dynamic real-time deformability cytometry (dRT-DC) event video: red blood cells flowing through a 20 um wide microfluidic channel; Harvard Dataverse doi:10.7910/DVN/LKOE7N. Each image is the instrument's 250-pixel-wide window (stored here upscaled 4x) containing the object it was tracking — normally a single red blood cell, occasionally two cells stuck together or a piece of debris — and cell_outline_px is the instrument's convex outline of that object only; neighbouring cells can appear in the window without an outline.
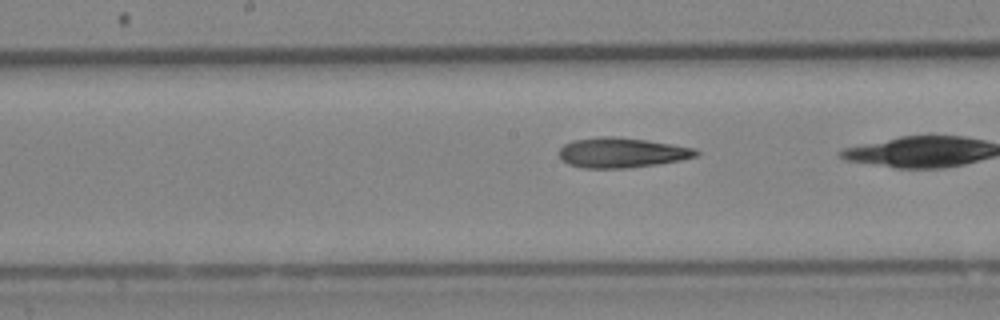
{"species": "Egyptian fruit bat (a non-hibernating species)", "species_latin": "Rousettus aegyptiacus", "temperature_condition": "cold", "stored_images_in_passage": 23, "camera_frame_rate_fps": 3000, "um_per_image_px": 0.085, "animal": {"sex": "female"}, "frame": {"image": 1, "passage_image": 19, "time_ms": 6.0, "image_size_px": [1000, 320], "cell_outline_px": [[700, 152], [696, 156], [680, 160], [656, 164], [624, 168], [584, 168], [568, 164], [560, 156], [560, 148], [564, 144], [572, 140], [604, 136], [612, 136], [648, 140], [696, 148]], "centroid_in_image_um": [52.86, 12.97], "position_along_channel_um": 195.3, "area_um2": 23.81}}